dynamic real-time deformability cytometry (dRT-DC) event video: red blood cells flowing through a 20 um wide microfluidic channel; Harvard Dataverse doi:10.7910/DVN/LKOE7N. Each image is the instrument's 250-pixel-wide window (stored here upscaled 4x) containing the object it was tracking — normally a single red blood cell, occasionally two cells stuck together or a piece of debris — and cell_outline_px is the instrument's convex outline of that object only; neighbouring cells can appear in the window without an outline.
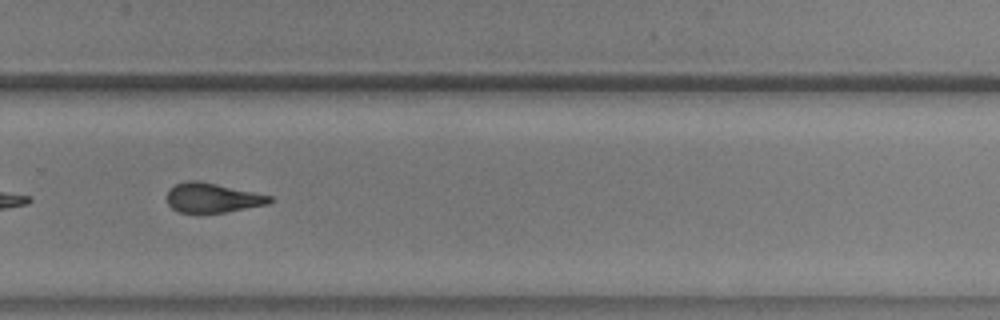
{"species": "common noctule bat (a hibernating species)", "species_latin": "Nyctalus noctula", "temperature_condition": "warm", "stored_images_in_passage": 34, "camera_frame_rate_fps": 3000, "um_per_image_px": 0.085, "animal": {"sex": "male", "body_mass_g": 20.5, "forearm_length_mm": 52.5}, "frame": {"image": 1, "passage_image": 24, "time_ms": 7.667, "image_size_px": [1000, 320], "cell_outline_px": [[276, 200], [268, 204], [224, 212], [180, 212], [172, 208], [168, 204], [168, 192], [176, 184], [188, 180], [196, 180], [216, 184], [272, 196]], "centroid_in_image_um": [18.09, 16.81], "position_along_channel_um": 311.7, "area_um2": 17.34}, "authors_computed_cell_mechanics": {"area_um2": 18.496, "velocity_mm_per_s": 3.7013, "shape_relaxation_time_tau1_ms": 9.0561, "shape_relaxation_time_tau2_ms": 1.9196, "deformation_change_tau1": 0.2378, "deformation_change_tau2": 0.0978}}